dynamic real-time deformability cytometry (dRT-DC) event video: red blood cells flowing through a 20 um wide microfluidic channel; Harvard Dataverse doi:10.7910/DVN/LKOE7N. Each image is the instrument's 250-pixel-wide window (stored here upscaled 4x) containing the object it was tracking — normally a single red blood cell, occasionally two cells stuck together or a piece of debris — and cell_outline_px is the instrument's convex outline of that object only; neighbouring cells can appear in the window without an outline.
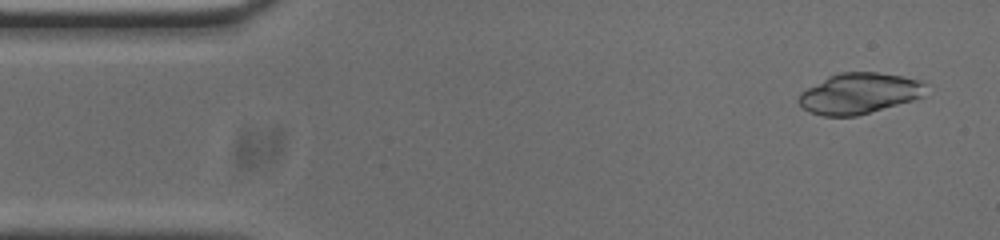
{"species": "common noctule bat (a hibernating species)", "species_latin": "Nyctalus noctula", "temperature_condition": "cold", "stored_images_in_passage": 51, "camera_frame_rate_fps": 3000, "um_per_image_px": 0.085, "animal": {"sex": "male", "body_mass_g": 20.0, "forearm_length_mm": 53.3}, "frame": {"image": 1, "passage_image": 2, "time_ms": 0.333, "image_size_px": [1000, 240], "cell_outline_px": [[924, 96], [912, 100], [856, 116], [824, 116], [808, 112], [796, 100], [796, 96], [800, 92], [828, 76], [840, 72], [876, 72], [924, 80]], "centroid_in_image_um": [72.99, 7.94], "position_along_channel_um": 12.0, "area_um2": 30.17}}